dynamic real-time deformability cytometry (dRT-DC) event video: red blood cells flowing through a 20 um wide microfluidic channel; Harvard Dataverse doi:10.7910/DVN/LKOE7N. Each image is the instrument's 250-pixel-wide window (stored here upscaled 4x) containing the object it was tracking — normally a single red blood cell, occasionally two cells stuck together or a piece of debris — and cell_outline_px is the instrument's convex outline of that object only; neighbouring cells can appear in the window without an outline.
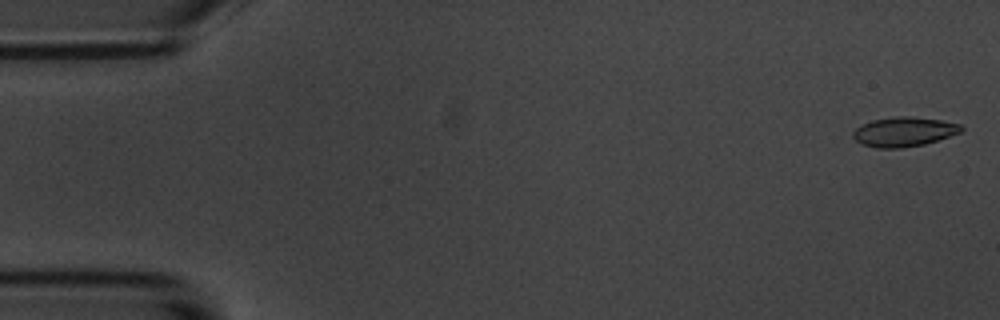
{"species": "common noctule bat (a hibernating species)", "species_latin": "Nyctalus noctula", "temperature_condition": "room temperature", "stored_images_in_passage": 57, "camera_frame_rate_fps": 3000, "um_per_image_px": 0.085, "animal": {"sex": "male", "body_mass_g": 20.1, "forearm_length_mm": 53.5}, "frame": {"image": 1, "passage_image": 2, "time_ms": 0.333, "image_size_px": [1000, 320], "cell_outline_px": [[964, 128], [960, 132], [924, 144], [900, 148], [876, 148], [864, 144], [856, 140], [852, 136], [852, 132], [856, 128], [872, 120], [892, 116], [912, 116], [940, 120], [960, 124]], "centroid_in_image_um": [76.81, 11.19], "position_along_channel_um": 8.2, "area_um2": 18.44}}
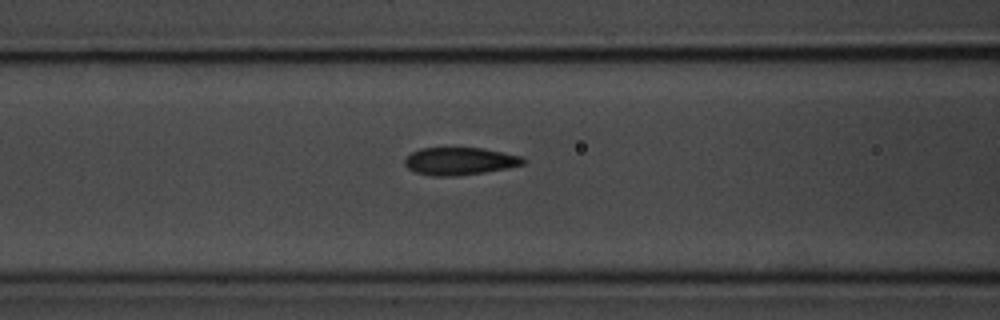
{"frame": {"image": 2, "passage_image": 23, "time_ms": 7.333, "image_size_px": [1000, 320], "cell_outline_px": [[524, 164], [508, 168], [484, 172], [456, 176], [432, 176], [416, 172], [408, 168], [404, 164], [404, 160], [412, 152], [420, 148], [484, 148], [520, 156], [524, 160]], "centroid_in_image_um": [39.06, 13.7], "position_along_channel_um": 127.5, "area_um2": 18.9}}
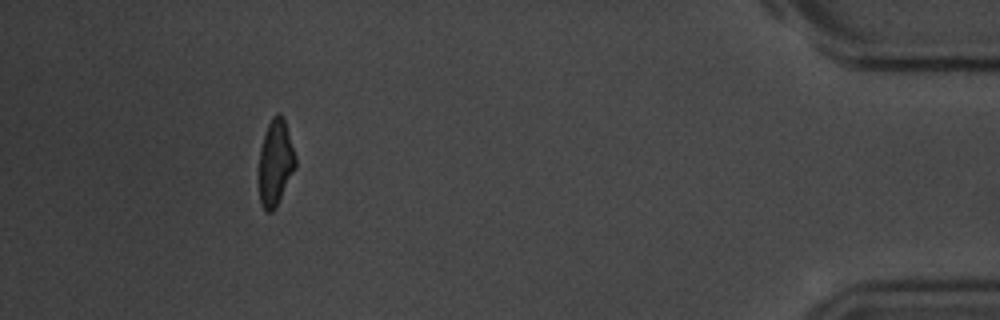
{"frame": {"image": 3, "passage_image": 52, "time_ms": 17.0, "image_size_px": [1000, 320], "cell_outline_px": [[296, 168], [276, 208], [272, 212], [264, 212], [260, 204], [260, 148], [268, 124], [272, 116], [276, 112], [280, 112], [284, 116], [296, 156]], "centroid_in_image_um": [23.44, 13.82], "position_along_channel_um": 411.8, "area_um2": 18.55}, "authors_computed_cell_mechanics": {"area_um2": 18.9006, "velocity_mm_per_s": 3.5747, "shape_relaxation_time_tau1_ms": 4.6538, "shape_relaxation_time_tau2_ms": 1.527, "deformation_change_tau1": 0.1586, "deformation_change_tau2": 0.0704}}